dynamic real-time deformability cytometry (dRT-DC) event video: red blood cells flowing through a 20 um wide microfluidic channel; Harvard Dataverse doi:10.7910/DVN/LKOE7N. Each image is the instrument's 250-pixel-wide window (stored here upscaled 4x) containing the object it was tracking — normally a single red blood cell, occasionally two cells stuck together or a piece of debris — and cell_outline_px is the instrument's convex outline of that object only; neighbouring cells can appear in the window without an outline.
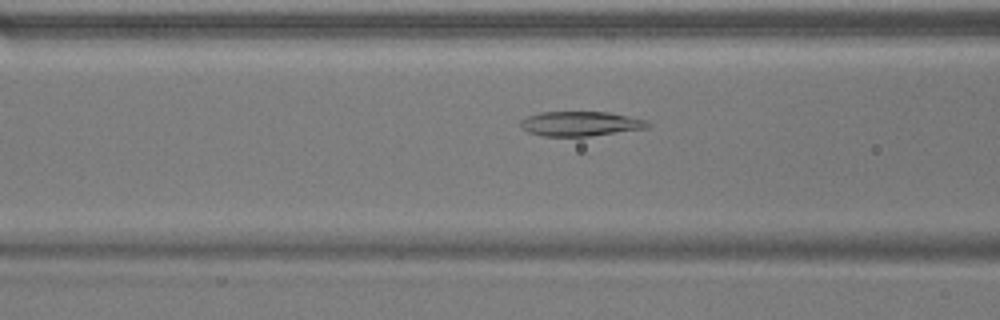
{"species": "common noctule bat (a hibernating species)", "species_latin": "Nyctalus noctula", "temperature_condition": "warm", "stored_images_in_passage": 38, "camera_frame_rate_fps": 3000, "um_per_image_px": 0.085, "animal": {"sex": "male", "body_mass_g": 17.9}, "frame": {"image": 1, "passage_image": 15, "time_ms": 4.667, "image_size_px": [1000, 320], "cell_outline_px": [[652, 124], [648, 128], [588, 136], [544, 136], [528, 132], [520, 128], [520, 120], [528, 116], [540, 112], [608, 112], [628, 116], [644, 120]], "centroid_in_image_um": [49.31, 10.51], "position_along_channel_um": 117.3, "area_um2": 18.21}}
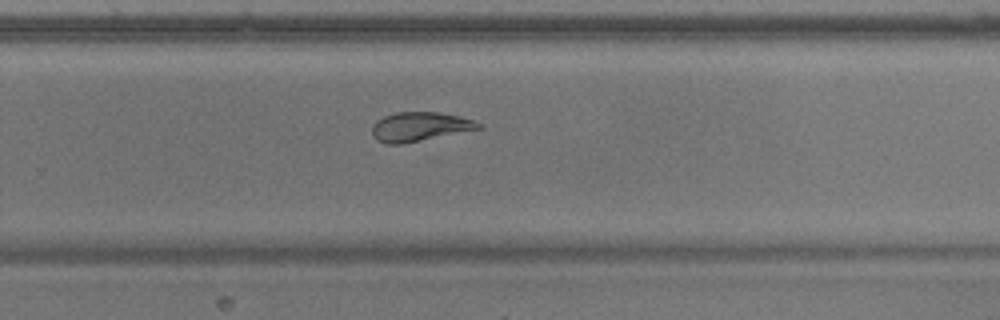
{"frame": {"image": 2, "passage_image": 29, "time_ms": 9.333, "image_size_px": [1000, 320], "cell_outline_px": [[484, 128], [404, 144], [384, 144], [376, 140], [372, 136], [372, 124], [376, 120], [384, 116], [396, 112], [436, 112], [460, 116], [472, 120], [480, 124]], "centroid_in_image_um": [35.64, 10.78], "position_along_channel_um": 294.2, "area_um2": 18.32}}
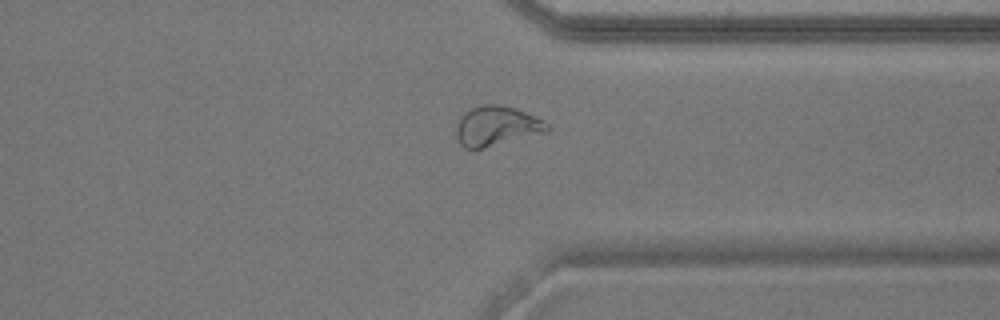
{"frame": {"image": 3, "passage_image": 35, "time_ms": 11.333, "image_size_px": [1000, 320], "cell_outline_px": [[552, 128], [548, 132], [480, 148], [464, 148], [460, 144], [456, 136], [456, 124], [460, 116], [464, 112], [472, 108], [484, 104], [500, 104], [516, 108], [548, 124]], "centroid_in_image_um": [42.18, 10.7], "position_along_channel_um": 369.2, "area_um2": 20.87}}